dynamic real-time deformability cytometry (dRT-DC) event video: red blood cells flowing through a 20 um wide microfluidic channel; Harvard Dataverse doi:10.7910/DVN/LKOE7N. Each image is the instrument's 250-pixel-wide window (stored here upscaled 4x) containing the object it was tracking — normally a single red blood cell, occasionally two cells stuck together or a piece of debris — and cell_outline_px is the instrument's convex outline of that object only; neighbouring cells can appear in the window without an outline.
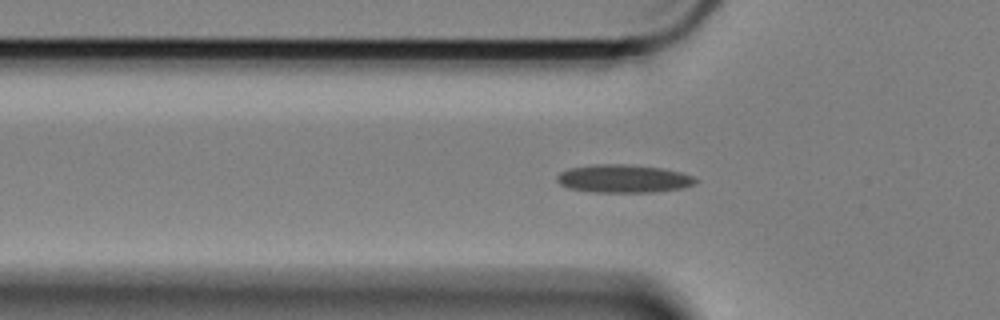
{"species": "Egyptian fruit bat (a non-hibernating species)", "species_latin": "Rousettus aegyptiacus", "temperature_condition": "cold", "stored_images_in_passage": 34, "camera_frame_rate_fps": 3000, "um_per_image_px": 0.085, "animal": {"sex": "female"}, "frame": {"image": 1, "passage_image": 16, "time_ms": 5.0, "image_size_px": [1000, 320], "cell_outline_px": [[700, 180], [692, 184], [680, 188], [656, 192], [592, 192], [568, 188], [560, 184], [556, 180], [556, 176], [560, 172], [568, 168], [596, 164], [628, 164], [664, 168], [680, 172], [692, 176]], "centroid_in_image_um": [52.97, 15.18], "position_along_channel_um": 72.8, "area_um2": 22.77}}
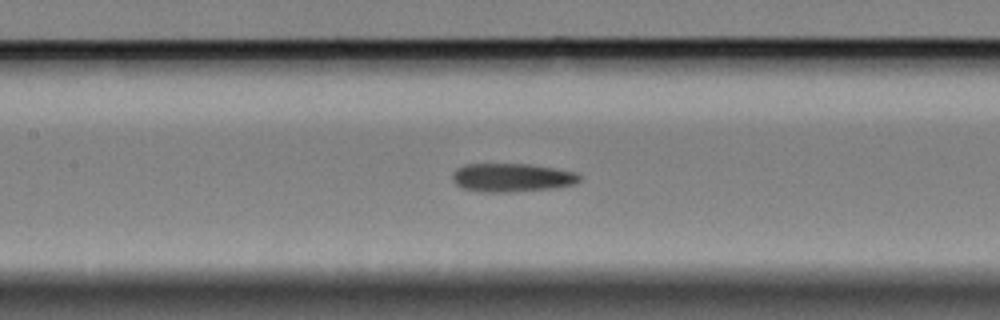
{"frame": {"image": 2, "passage_image": 24, "time_ms": 7.667, "image_size_px": [1000, 320], "cell_outline_px": [[584, 176], [576, 184], [556, 188], [508, 192], [476, 192], [460, 188], [452, 180], [452, 172], [456, 168], [468, 164], [532, 164], [556, 168], [576, 172]], "centroid_in_image_um": [43.53, 15.1], "position_along_channel_um": 163.9, "area_um2": 21.62}}
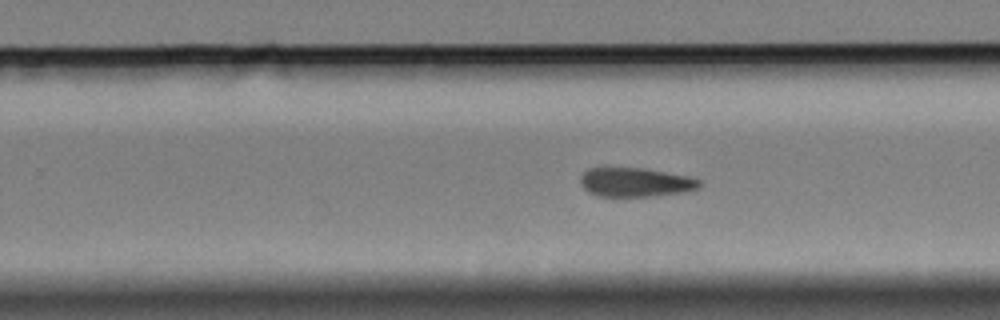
{"frame": {"image": 3, "passage_image": 34, "time_ms": 11.0, "image_size_px": [1000, 320], "cell_outline_px": [[704, 184], [700, 188], [684, 192], [652, 196], [596, 196], [588, 192], [584, 188], [580, 180], [580, 176], [588, 168], [640, 168], [692, 176], [700, 180]], "centroid_in_image_um": [54.06, 15.49], "position_along_channel_um": 275.7, "area_um2": 20.29}}